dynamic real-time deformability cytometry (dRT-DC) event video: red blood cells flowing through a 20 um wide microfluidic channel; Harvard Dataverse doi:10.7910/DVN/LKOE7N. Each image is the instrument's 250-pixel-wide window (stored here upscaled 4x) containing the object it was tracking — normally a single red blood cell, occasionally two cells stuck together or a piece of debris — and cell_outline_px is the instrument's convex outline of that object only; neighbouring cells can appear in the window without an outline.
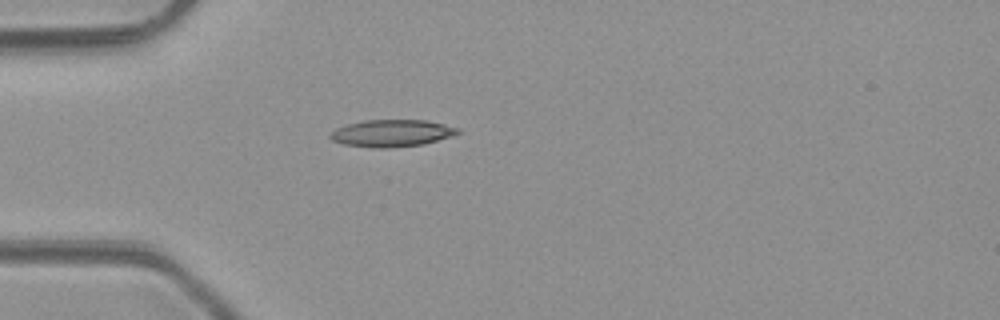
{"species": "common noctule bat (a hibernating species)", "species_latin": "Nyctalus noctula", "temperature_condition": "room temperature", "stored_images_in_passage": 1, "camera_frame_rate_fps": 3000, "um_per_image_px": 0.085, "animal": {"sex": "male", "body_mass_g": 23.1, "forearm_length_mm": 52.7}, "frame": {"image": 1, "passage_image": 1, "time_ms": 0.0, "image_size_px": [1000, 320], "cell_outline_px": [[460, 132], [452, 136], [424, 144], [388, 148], [372, 148], [344, 144], [332, 140], [328, 136], [336, 128], [348, 124], [364, 120], [428, 120], [460, 128]], "centroid_in_image_um": [33.32, 11.32], "position_along_channel_um": 51.7, "area_um2": 20.17}}